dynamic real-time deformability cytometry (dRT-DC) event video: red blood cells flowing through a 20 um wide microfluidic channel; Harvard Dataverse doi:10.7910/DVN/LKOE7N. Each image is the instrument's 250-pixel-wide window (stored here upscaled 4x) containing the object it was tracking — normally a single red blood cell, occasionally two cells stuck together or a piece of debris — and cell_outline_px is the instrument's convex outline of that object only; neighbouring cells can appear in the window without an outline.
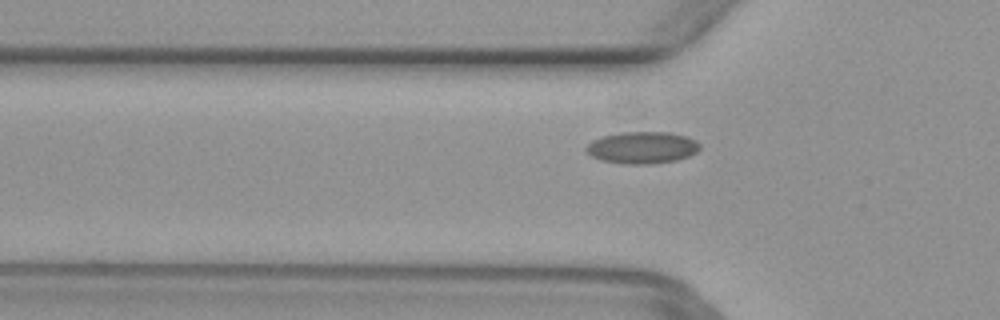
{"species": "common noctule bat (a hibernating species)", "species_latin": "Nyctalus noctula", "temperature_condition": "warm", "stored_images_in_passage": 35, "camera_frame_rate_fps": 3000, "um_per_image_px": 0.085, "animal": {"sex": "female", "body_mass_g": 29.2, "forearm_length_mm": 56.3}, "frame": {"image": 1, "passage_image": 8, "time_ms": 2.333, "image_size_px": [1000, 320], "cell_outline_px": [[700, 148], [696, 152], [688, 156], [676, 160], [648, 164], [628, 164], [604, 160], [592, 156], [584, 148], [592, 140], [604, 136], [620, 132], [668, 132], [684, 136], [696, 140], [700, 144]], "centroid_in_image_um": [54.6, 12.54], "position_along_channel_um": 71.2, "area_um2": 20.87}}
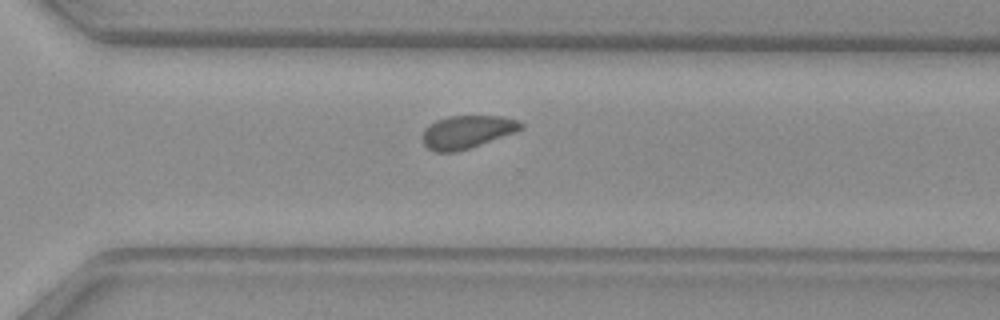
{"frame": {"image": 2, "passage_image": 27, "time_ms": 8.667, "image_size_px": [1000, 320], "cell_outline_px": [[524, 128], [516, 132], [456, 152], [436, 152], [428, 148], [424, 144], [424, 128], [428, 124], [436, 120], [448, 116], [500, 116], [520, 120], [524, 124]], "centroid_in_image_um": [39.72, 11.19], "position_along_channel_um": 330.9, "area_um2": 18.84}}
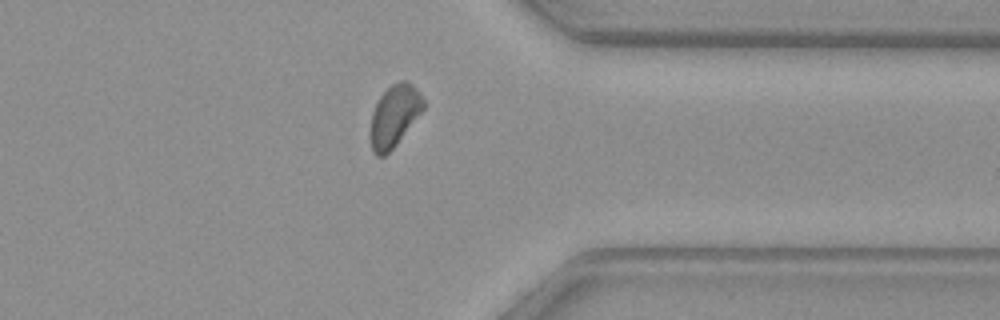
{"frame": {"image": 3, "passage_image": 31, "time_ms": 10.0, "image_size_px": [1000, 320], "cell_outline_px": [[424, 108], [396, 144], [384, 156], [376, 156], [372, 152], [368, 132], [372, 112], [380, 96], [392, 84], [400, 80], [404, 80], [412, 84], [420, 92], [424, 100]], "centroid_in_image_um": [33.48, 9.86], "position_along_channel_um": 377.9, "area_um2": 19.07}}